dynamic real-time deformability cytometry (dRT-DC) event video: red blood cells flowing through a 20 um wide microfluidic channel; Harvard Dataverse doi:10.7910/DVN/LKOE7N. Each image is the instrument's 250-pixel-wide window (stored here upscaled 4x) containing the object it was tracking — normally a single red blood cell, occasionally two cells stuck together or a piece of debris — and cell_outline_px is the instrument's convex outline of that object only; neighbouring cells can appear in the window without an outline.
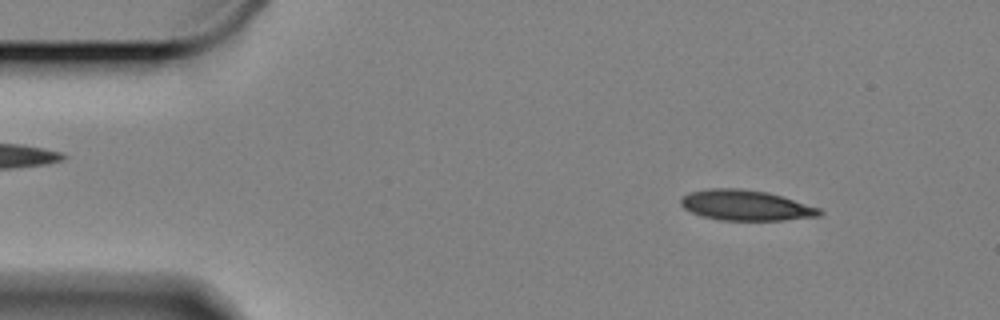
{"species": "Egyptian fruit bat (a non-hibernating species)", "species_latin": "Rousettus aegyptiacus", "temperature_condition": "cold", "stored_images_in_passage": 58, "camera_frame_rate_fps": 3000, "um_per_image_px": 0.085, "animal": {"sex": "female"}, "frame": {"image": 1, "passage_image": 6, "time_ms": 1.667, "image_size_px": [1000, 320], "cell_outline_px": [[824, 212], [820, 216], [784, 220], [720, 220], [700, 216], [684, 208], [680, 204], [680, 200], [684, 196], [692, 192], [708, 188], [740, 188], [768, 192], [820, 208]], "centroid_in_image_um": [63.4, 17.45], "position_along_channel_um": 21.6, "area_um2": 24.57}}
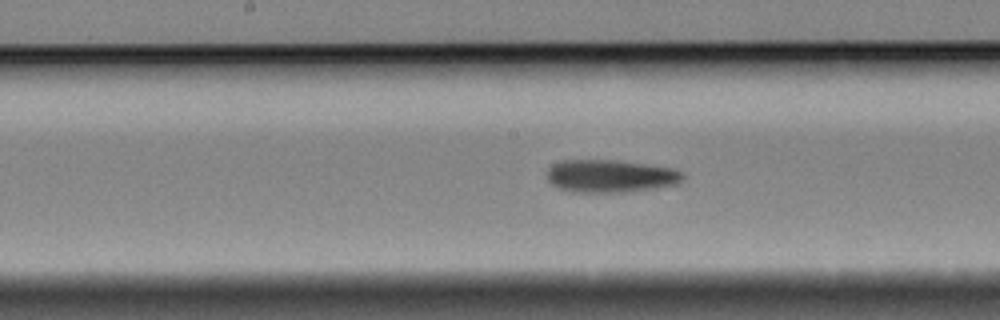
{"frame": {"image": 2, "passage_image": 28, "time_ms": 9.0, "image_size_px": [1000, 320], "cell_outline_px": [[684, 176], [676, 184], [656, 188], [628, 192], [568, 192], [552, 184], [548, 180], [548, 168], [552, 164], [560, 160], [616, 160], [672, 168], [684, 172]], "centroid_in_image_um": [51.87, 14.97], "position_along_channel_um": 196.3, "area_um2": 25.95}}
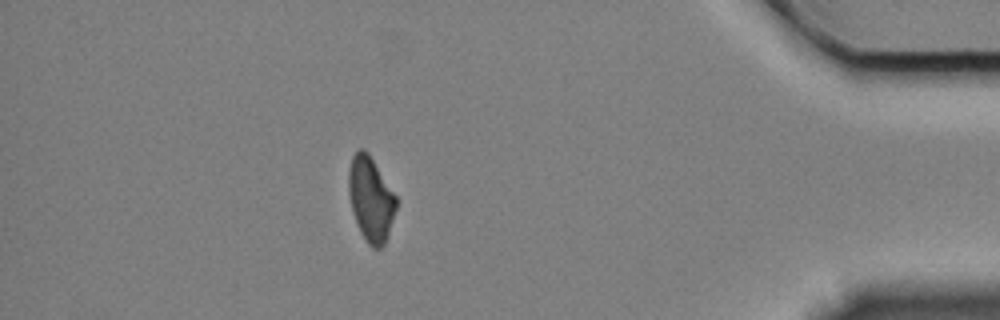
{"frame": {"image": 3, "passage_image": 51, "time_ms": 16.667, "image_size_px": [1000, 320], "cell_outline_px": [[396, 208], [388, 236], [384, 244], [380, 248], [372, 248], [368, 244], [360, 232], [352, 212], [348, 192], [348, 172], [352, 156], [360, 148], [364, 148], [368, 152], [396, 196]], "centroid_in_image_um": [31.5, 16.92], "position_along_channel_um": 403.7, "area_um2": 23.41}, "authors_computed_cell_mechanics": {"area_um2": 24.854, "velocity_mm_per_s": 3.3086, "shape_relaxation_time_tau1_ms": 10.914, "shape_relaxation_time_tau2_ms": null, "deformation_change_tau1": 0.2022, "deformation_change_tau2": null}}